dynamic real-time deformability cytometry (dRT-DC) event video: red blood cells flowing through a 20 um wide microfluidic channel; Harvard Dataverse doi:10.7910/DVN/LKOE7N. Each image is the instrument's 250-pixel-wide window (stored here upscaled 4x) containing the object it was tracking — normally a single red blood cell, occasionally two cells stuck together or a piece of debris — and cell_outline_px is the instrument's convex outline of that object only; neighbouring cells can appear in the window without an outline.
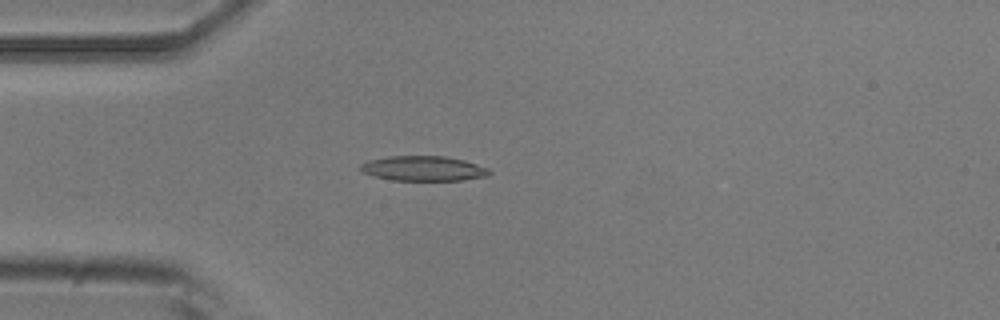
{"species": "common noctule bat (a hibernating species)", "species_latin": "Nyctalus noctula", "temperature_condition": "room temperature", "stored_images_in_passage": 51, "camera_frame_rate_fps": 3000, "um_per_image_px": 0.085, "animal": {"sex": "male", "body_mass_g": 20.5, "forearm_length_mm": 52.5}, "frame": {"image": 1, "passage_image": 14, "time_ms": 4.333, "image_size_px": [1000, 320], "cell_outline_px": [[492, 172], [488, 176], [464, 180], [392, 180], [376, 176], [364, 172], [360, 168], [360, 164], [368, 160], [388, 156], [444, 156], [464, 160], [488, 168]], "centroid_in_image_um": [36.02, 14.31], "position_along_channel_um": 49.0, "area_um2": 18.61}}
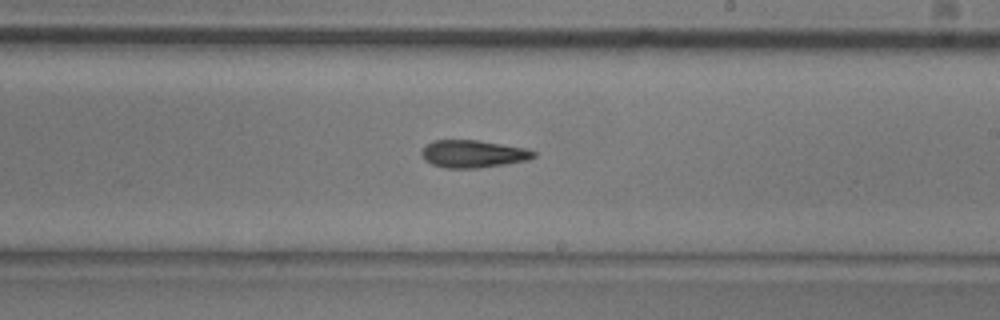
{"frame": {"image": 2, "passage_image": 30, "time_ms": 9.667, "image_size_px": [1000, 320], "cell_outline_px": [[536, 156], [528, 160], [480, 168], [444, 168], [432, 164], [424, 160], [420, 152], [432, 140], [480, 140], [528, 148], [536, 152]], "centroid_in_image_um": [40.23, 13.07], "position_along_channel_um": 248.8, "area_um2": 18.15}}
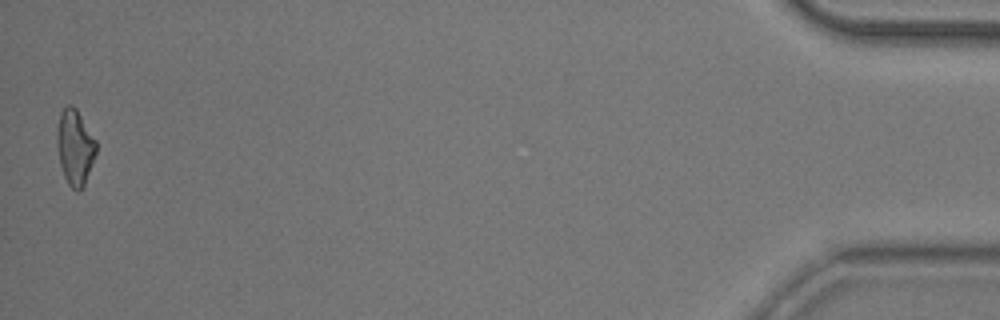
{"frame": {"image": 3, "passage_image": 51, "time_ms": 16.667, "image_size_px": [1000, 320], "cell_outline_px": [[96, 152], [84, 188], [80, 192], [76, 192], [68, 184], [64, 176], [60, 164], [56, 144], [56, 132], [60, 112], [68, 104], [72, 104], [76, 108], [96, 140]], "centroid_in_image_um": [6.36, 12.53], "position_along_channel_um": 428.8, "area_um2": 17.46}, "authors_computed_cell_mechanics": {"area_um2": 18.0336, "velocity_mm_per_s": 3.9281, "shape_relaxation_time_tau1_ms": 6.9911, "shape_relaxation_time_tau2_ms": 2.754, "deformation_change_tau1": 0.1898, "deformation_change_tau2": 0.1103}}